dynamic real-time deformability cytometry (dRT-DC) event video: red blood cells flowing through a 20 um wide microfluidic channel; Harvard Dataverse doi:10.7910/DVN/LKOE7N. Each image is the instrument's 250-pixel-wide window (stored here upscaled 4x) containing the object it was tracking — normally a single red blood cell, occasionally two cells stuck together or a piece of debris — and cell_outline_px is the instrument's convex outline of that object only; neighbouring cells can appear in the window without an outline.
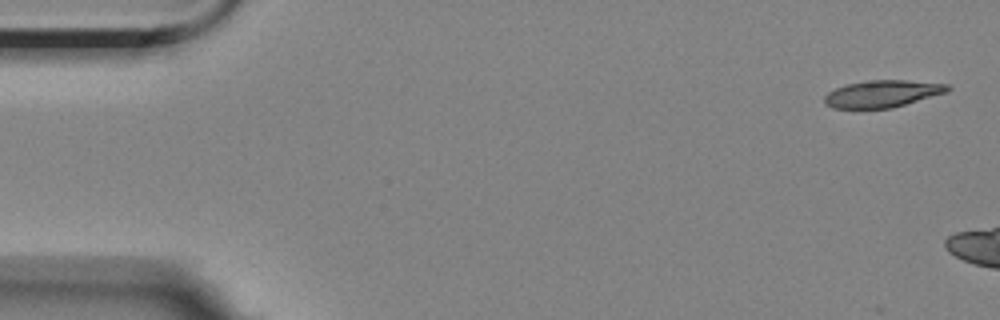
{"species": "Egyptian fruit bat (a non-hibernating species)", "species_latin": "Rousettus aegyptiacus", "temperature_condition": "room temperature", "stored_images_in_passage": 4, "segment_of_instrument_passage": [2, 2], "camera_frame_rate_fps": 3000, "um_per_image_px": 0.085, "animal": {"sex": "female"}, "frame": {"image": 1, "passage_image": 4, "time_ms": 4.667, "image_size_px": [1000, 320], "cell_outline_px": [[952, 88], [948, 92], [892, 108], [832, 108], [824, 104], [824, 96], [828, 92], [836, 88], [848, 84], [872, 80], [908, 80], [948, 84]], "centroid_in_image_um": [75.03, 7.97], "position_along_channel_um": 10.0, "area_um2": 19.42}}